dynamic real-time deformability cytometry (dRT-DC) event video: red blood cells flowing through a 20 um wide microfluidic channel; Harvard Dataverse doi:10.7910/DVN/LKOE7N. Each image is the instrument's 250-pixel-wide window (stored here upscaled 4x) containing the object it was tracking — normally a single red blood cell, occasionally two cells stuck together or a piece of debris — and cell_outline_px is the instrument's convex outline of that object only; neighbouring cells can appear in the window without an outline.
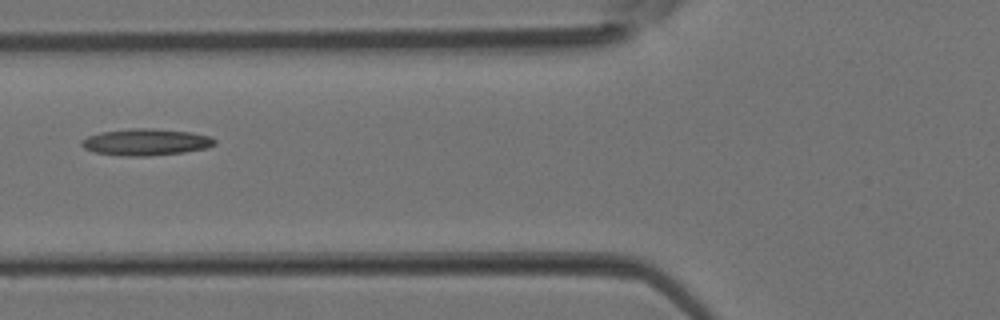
{"species": "Egyptian fruit bat (a non-hibernating species)", "species_latin": "Rousettus aegyptiacus", "temperature_condition": "room temperature", "stored_images_in_passage": 3, "camera_frame_rate_fps": 3000, "um_per_image_px": 0.085, "animal": {"sex": "female"}, "frame": {"image": 1, "passage_image": 3, "time_ms": 0.667, "image_size_px": [1000, 320], "cell_outline_px": [[216, 144], [208, 148], [184, 152], [148, 156], [124, 156], [96, 152], [84, 148], [80, 144], [80, 140], [88, 136], [100, 132], [132, 128], [152, 128], [192, 132], [212, 136], [216, 140]], "centroid_in_image_um": [12.43, 12.07], "position_along_channel_um": 113.4, "area_um2": 20.87}}